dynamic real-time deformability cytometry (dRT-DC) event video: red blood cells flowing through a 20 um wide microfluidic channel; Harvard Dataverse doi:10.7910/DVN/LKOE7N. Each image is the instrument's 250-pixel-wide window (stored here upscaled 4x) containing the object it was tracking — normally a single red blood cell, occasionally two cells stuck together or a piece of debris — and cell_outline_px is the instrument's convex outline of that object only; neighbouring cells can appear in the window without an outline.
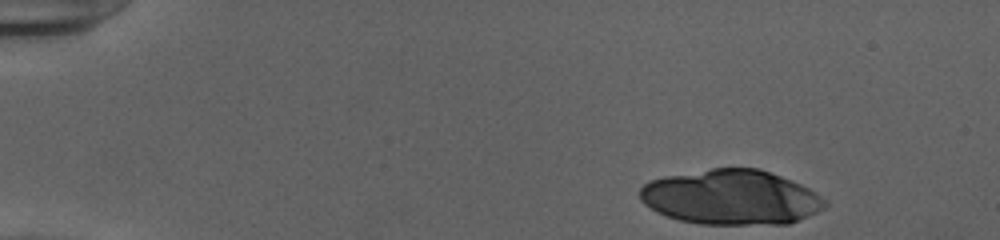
{"species": "human", "species_latin": "Homo sapiens", "temperature_condition": "cold", "stored_images_in_passage": 15, "camera_frame_rate_fps": 3000, "um_per_image_px": 0.085, "donor": {"sex": "female"}, "frame": {"image": 1, "passage_image": 1, "time_ms": 0.0, "image_size_px": [1000, 240], "cell_outline_px": [[828, 204], [824, 208], [808, 216], [788, 224], [700, 224], [680, 220], [656, 212], [644, 204], [640, 200], [640, 188], [644, 184], [652, 180], [664, 176], [712, 168], [760, 168], [800, 184], [816, 192], [828, 200]], "centroid_in_image_um": [62.15, 16.77], "position_along_channel_um": 22.9, "area_um2": 59.25}}